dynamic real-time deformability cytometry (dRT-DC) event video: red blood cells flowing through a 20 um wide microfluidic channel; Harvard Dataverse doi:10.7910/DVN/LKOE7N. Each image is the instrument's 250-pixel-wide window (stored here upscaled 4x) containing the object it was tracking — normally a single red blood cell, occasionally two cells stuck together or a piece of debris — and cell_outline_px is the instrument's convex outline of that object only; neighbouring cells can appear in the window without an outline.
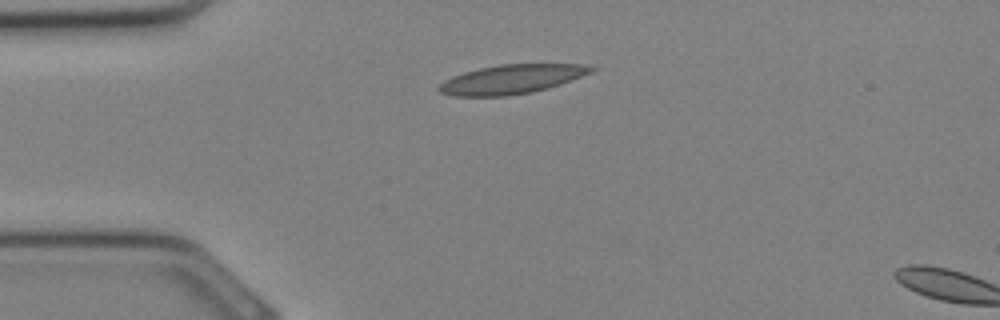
{"species": "Egyptian fruit bat (a non-hibernating species)", "species_latin": "Rousettus aegyptiacus", "temperature_condition": "cold", "stored_images_in_passage": 3, "camera_frame_rate_fps": 3000, "um_per_image_px": 0.085, "animal": {"sex": "female"}, "frame": {"image": 1, "passage_image": 1, "time_ms": 0.0, "image_size_px": [1000, 320], "cell_outline_px": [[596, 68], [592, 72], [560, 84], [548, 88], [532, 92], [508, 96], [452, 96], [440, 92], [436, 88], [444, 80], [452, 76], [464, 72], [480, 68], [500, 64], [584, 64]], "centroid_in_image_um": [43.46, 6.74], "position_along_channel_um": 41.5, "area_um2": 25.84}}